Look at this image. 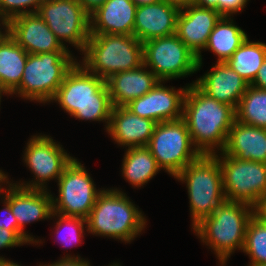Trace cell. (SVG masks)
I'll return each instance as SVG.
<instances>
[{"label": "cell", "instance_id": "19", "mask_svg": "<svg viewBox=\"0 0 266 266\" xmlns=\"http://www.w3.org/2000/svg\"><path fill=\"white\" fill-rule=\"evenodd\" d=\"M209 97L235 110L249 84L226 62H217L211 71L194 82Z\"/></svg>", "mask_w": 266, "mask_h": 266}, {"label": "cell", "instance_id": "11", "mask_svg": "<svg viewBox=\"0 0 266 266\" xmlns=\"http://www.w3.org/2000/svg\"><path fill=\"white\" fill-rule=\"evenodd\" d=\"M143 56L144 65L163 82L198 70L197 55L176 34L144 42Z\"/></svg>", "mask_w": 266, "mask_h": 266}, {"label": "cell", "instance_id": "40", "mask_svg": "<svg viewBox=\"0 0 266 266\" xmlns=\"http://www.w3.org/2000/svg\"><path fill=\"white\" fill-rule=\"evenodd\" d=\"M165 2H167L170 5H174L176 7H178L179 9L188 7L190 5L194 4V0H163Z\"/></svg>", "mask_w": 266, "mask_h": 266}, {"label": "cell", "instance_id": "45", "mask_svg": "<svg viewBox=\"0 0 266 266\" xmlns=\"http://www.w3.org/2000/svg\"><path fill=\"white\" fill-rule=\"evenodd\" d=\"M2 93L4 94V92L0 89V99H1ZM0 102H1V100H0Z\"/></svg>", "mask_w": 266, "mask_h": 266}, {"label": "cell", "instance_id": "41", "mask_svg": "<svg viewBox=\"0 0 266 266\" xmlns=\"http://www.w3.org/2000/svg\"><path fill=\"white\" fill-rule=\"evenodd\" d=\"M134 4L138 7L141 5H147V4H155L162 0H132Z\"/></svg>", "mask_w": 266, "mask_h": 266}, {"label": "cell", "instance_id": "1", "mask_svg": "<svg viewBox=\"0 0 266 266\" xmlns=\"http://www.w3.org/2000/svg\"><path fill=\"white\" fill-rule=\"evenodd\" d=\"M196 149L213 155L216 148L224 150L229 131L236 120L235 109L204 93L195 83L187 86L183 117Z\"/></svg>", "mask_w": 266, "mask_h": 266}, {"label": "cell", "instance_id": "31", "mask_svg": "<svg viewBox=\"0 0 266 266\" xmlns=\"http://www.w3.org/2000/svg\"><path fill=\"white\" fill-rule=\"evenodd\" d=\"M42 0H0V16L7 22L21 14L36 13ZM34 10H24L22 8L32 6Z\"/></svg>", "mask_w": 266, "mask_h": 266}, {"label": "cell", "instance_id": "24", "mask_svg": "<svg viewBox=\"0 0 266 266\" xmlns=\"http://www.w3.org/2000/svg\"><path fill=\"white\" fill-rule=\"evenodd\" d=\"M28 53L7 32L0 39V89L6 94L20 85Z\"/></svg>", "mask_w": 266, "mask_h": 266}, {"label": "cell", "instance_id": "46", "mask_svg": "<svg viewBox=\"0 0 266 266\" xmlns=\"http://www.w3.org/2000/svg\"><path fill=\"white\" fill-rule=\"evenodd\" d=\"M0 186H1V185H0ZM3 190H4V189L0 187V194H1V192H2Z\"/></svg>", "mask_w": 266, "mask_h": 266}, {"label": "cell", "instance_id": "37", "mask_svg": "<svg viewBox=\"0 0 266 266\" xmlns=\"http://www.w3.org/2000/svg\"><path fill=\"white\" fill-rule=\"evenodd\" d=\"M84 7L85 11L91 15L95 12L106 0H78Z\"/></svg>", "mask_w": 266, "mask_h": 266}, {"label": "cell", "instance_id": "36", "mask_svg": "<svg viewBox=\"0 0 266 266\" xmlns=\"http://www.w3.org/2000/svg\"><path fill=\"white\" fill-rule=\"evenodd\" d=\"M251 85L253 87L266 90V58L264 59L263 64L258 70V73Z\"/></svg>", "mask_w": 266, "mask_h": 266}, {"label": "cell", "instance_id": "28", "mask_svg": "<svg viewBox=\"0 0 266 266\" xmlns=\"http://www.w3.org/2000/svg\"><path fill=\"white\" fill-rule=\"evenodd\" d=\"M235 112L238 122L266 128V90L249 85Z\"/></svg>", "mask_w": 266, "mask_h": 266}, {"label": "cell", "instance_id": "27", "mask_svg": "<svg viewBox=\"0 0 266 266\" xmlns=\"http://www.w3.org/2000/svg\"><path fill=\"white\" fill-rule=\"evenodd\" d=\"M266 58V44L249 42L248 37L226 63L251 85Z\"/></svg>", "mask_w": 266, "mask_h": 266}, {"label": "cell", "instance_id": "44", "mask_svg": "<svg viewBox=\"0 0 266 266\" xmlns=\"http://www.w3.org/2000/svg\"><path fill=\"white\" fill-rule=\"evenodd\" d=\"M7 176L5 175V173H3L1 170H0V183H3V182H6L7 184L9 183L7 181Z\"/></svg>", "mask_w": 266, "mask_h": 266}, {"label": "cell", "instance_id": "16", "mask_svg": "<svg viewBox=\"0 0 266 266\" xmlns=\"http://www.w3.org/2000/svg\"><path fill=\"white\" fill-rule=\"evenodd\" d=\"M220 18L215 9L201 8L194 4L179 11L176 35L197 55L198 70L202 66L200 50L206 47L209 36Z\"/></svg>", "mask_w": 266, "mask_h": 266}, {"label": "cell", "instance_id": "9", "mask_svg": "<svg viewBox=\"0 0 266 266\" xmlns=\"http://www.w3.org/2000/svg\"><path fill=\"white\" fill-rule=\"evenodd\" d=\"M220 163L226 200L255 208L266 192V163L213 154Z\"/></svg>", "mask_w": 266, "mask_h": 266}, {"label": "cell", "instance_id": "34", "mask_svg": "<svg viewBox=\"0 0 266 266\" xmlns=\"http://www.w3.org/2000/svg\"><path fill=\"white\" fill-rule=\"evenodd\" d=\"M23 243L26 244L14 230H6L0 227V248L19 246ZM0 260H5V258L0 257Z\"/></svg>", "mask_w": 266, "mask_h": 266}, {"label": "cell", "instance_id": "29", "mask_svg": "<svg viewBox=\"0 0 266 266\" xmlns=\"http://www.w3.org/2000/svg\"><path fill=\"white\" fill-rule=\"evenodd\" d=\"M243 252L251 259L249 266L266 264V223L255 214L246 228Z\"/></svg>", "mask_w": 266, "mask_h": 266}, {"label": "cell", "instance_id": "22", "mask_svg": "<svg viewBox=\"0 0 266 266\" xmlns=\"http://www.w3.org/2000/svg\"><path fill=\"white\" fill-rule=\"evenodd\" d=\"M145 65L137 69L118 72L105 80L113 107L126 106L129 102L149 92L160 80Z\"/></svg>", "mask_w": 266, "mask_h": 266}, {"label": "cell", "instance_id": "23", "mask_svg": "<svg viewBox=\"0 0 266 266\" xmlns=\"http://www.w3.org/2000/svg\"><path fill=\"white\" fill-rule=\"evenodd\" d=\"M223 152L239 160L266 163V128L235 120Z\"/></svg>", "mask_w": 266, "mask_h": 266}, {"label": "cell", "instance_id": "25", "mask_svg": "<svg viewBox=\"0 0 266 266\" xmlns=\"http://www.w3.org/2000/svg\"><path fill=\"white\" fill-rule=\"evenodd\" d=\"M247 37L241 28L233 24L232 19L221 17L215 24L204 49L212 50L218 56L217 62H226Z\"/></svg>", "mask_w": 266, "mask_h": 266}, {"label": "cell", "instance_id": "3", "mask_svg": "<svg viewBox=\"0 0 266 266\" xmlns=\"http://www.w3.org/2000/svg\"><path fill=\"white\" fill-rule=\"evenodd\" d=\"M254 214L255 208L248 204L225 200L193 229L225 266L234 250H243L246 228Z\"/></svg>", "mask_w": 266, "mask_h": 266}, {"label": "cell", "instance_id": "6", "mask_svg": "<svg viewBox=\"0 0 266 266\" xmlns=\"http://www.w3.org/2000/svg\"><path fill=\"white\" fill-rule=\"evenodd\" d=\"M175 178L184 181L187 185L193 227L204 218L211 216L226 200L221 166L214 155L202 154L189 163Z\"/></svg>", "mask_w": 266, "mask_h": 266}, {"label": "cell", "instance_id": "2", "mask_svg": "<svg viewBox=\"0 0 266 266\" xmlns=\"http://www.w3.org/2000/svg\"><path fill=\"white\" fill-rule=\"evenodd\" d=\"M80 65L76 62L68 71L52 101L77 119L104 120L107 130L113 105L106 82Z\"/></svg>", "mask_w": 266, "mask_h": 266}, {"label": "cell", "instance_id": "21", "mask_svg": "<svg viewBox=\"0 0 266 266\" xmlns=\"http://www.w3.org/2000/svg\"><path fill=\"white\" fill-rule=\"evenodd\" d=\"M156 124L155 121L137 116L125 106H120L112 108L107 131L120 145L128 148L147 146Z\"/></svg>", "mask_w": 266, "mask_h": 266}, {"label": "cell", "instance_id": "4", "mask_svg": "<svg viewBox=\"0 0 266 266\" xmlns=\"http://www.w3.org/2000/svg\"><path fill=\"white\" fill-rule=\"evenodd\" d=\"M83 53V66L104 80L144 65L143 43L134 35L90 34Z\"/></svg>", "mask_w": 266, "mask_h": 266}, {"label": "cell", "instance_id": "18", "mask_svg": "<svg viewBox=\"0 0 266 266\" xmlns=\"http://www.w3.org/2000/svg\"><path fill=\"white\" fill-rule=\"evenodd\" d=\"M180 9L165 1L137 7L133 35L142 43L176 34Z\"/></svg>", "mask_w": 266, "mask_h": 266}, {"label": "cell", "instance_id": "42", "mask_svg": "<svg viewBox=\"0 0 266 266\" xmlns=\"http://www.w3.org/2000/svg\"><path fill=\"white\" fill-rule=\"evenodd\" d=\"M0 266H21V265L5 259V260H0Z\"/></svg>", "mask_w": 266, "mask_h": 266}, {"label": "cell", "instance_id": "33", "mask_svg": "<svg viewBox=\"0 0 266 266\" xmlns=\"http://www.w3.org/2000/svg\"><path fill=\"white\" fill-rule=\"evenodd\" d=\"M248 0H218V13L221 17H231L233 13L241 11Z\"/></svg>", "mask_w": 266, "mask_h": 266}, {"label": "cell", "instance_id": "35", "mask_svg": "<svg viewBox=\"0 0 266 266\" xmlns=\"http://www.w3.org/2000/svg\"><path fill=\"white\" fill-rule=\"evenodd\" d=\"M39 266H90V263L88 261H84L83 259H80L79 256L72 257V256H65L60 261L55 262L54 264L49 265H39Z\"/></svg>", "mask_w": 266, "mask_h": 266}, {"label": "cell", "instance_id": "14", "mask_svg": "<svg viewBox=\"0 0 266 266\" xmlns=\"http://www.w3.org/2000/svg\"><path fill=\"white\" fill-rule=\"evenodd\" d=\"M159 81L145 95L132 100L125 107L137 116L156 123L175 121L183 117L186 88L176 90L164 87Z\"/></svg>", "mask_w": 266, "mask_h": 266}, {"label": "cell", "instance_id": "7", "mask_svg": "<svg viewBox=\"0 0 266 266\" xmlns=\"http://www.w3.org/2000/svg\"><path fill=\"white\" fill-rule=\"evenodd\" d=\"M70 51L28 54L20 85L12 92L22 98L50 102L75 65Z\"/></svg>", "mask_w": 266, "mask_h": 266}, {"label": "cell", "instance_id": "5", "mask_svg": "<svg viewBox=\"0 0 266 266\" xmlns=\"http://www.w3.org/2000/svg\"><path fill=\"white\" fill-rule=\"evenodd\" d=\"M125 193L115 189L102 190L93 206L85 228L92 234L130 242L144 229L146 221L141 211Z\"/></svg>", "mask_w": 266, "mask_h": 266}, {"label": "cell", "instance_id": "13", "mask_svg": "<svg viewBox=\"0 0 266 266\" xmlns=\"http://www.w3.org/2000/svg\"><path fill=\"white\" fill-rule=\"evenodd\" d=\"M30 139L25 149L24 162L35 174L37 180L33 181L34 183L24 185L22 183L18 186L44 190L46 181L54 178L58 180L74 158L48 136L39 135Z\"/></svg>", "mask_w": 266, "mask_h": 266}, {"label": "cell", "instance_id": "15", "mask_svg": "<svg viewBox=\"0 0 266 266\" xmlns=\"http://www.w3.org/2000/svg\"><path fill=\"white\" fill-rule=\"evenodd\" d=\"M7 32L28 54L69 51L37 14H21L7 22Z\"/></svg>", "mask_w": 266, "mask_h": 266}, {"label": "cell", "instance_id": "26", "mask_svg": "<svg viewBox=\"0 0 266 266\" xmlns=\"http://www.w3.org/2000/svg\"><path fill=\"white\" fill-rule=\"evenodd\" d=\"M122 166L123 176L136 187H141L160 171L147 146L128 148Z\"/></svg>", "mask_w": 266, "mask_h": 266}, {"label": "cell", "instance_id": "17", "mask_svg": "<svg viewBox=\"0 0 266 266\" xmlns=\"http://www.w3.org/2000/svg\"><path fill=\"white\" fill-rule=\"evenodd\" d=\"M5 191V198L17 219L18 229L32 242L39 243L30 235L24 232L25 224L41 219L51 218L53 213L52 195L46 189H27L11 184Z\"/></svg>", "mask_w": 266, "mask_h": 266}, {"label": "cell", "instance_id": "30", "mask_svg": "<svg viewBox=\"0 0 266 266\" xmlns=\"http://www.w3.org/2000/svg\"><path fill=\"white\" fill-rule=\"evenodd\" d=\"M53 216H58L59 220L56 226V234H60V229H62V227H67L66 228V232L67 233L66 237L65 236H58L59 240L62 241L63 247H66V245H71V243H75V242H79L81 241L80 238L82 239V235H83V230H84V223H87V220L81 217H72V216H64L58 213H52V217ZM63 227V228H64ZM65 229V228H64ZM60 231V232H59ZM65 231V230H63ZM64 233V232H63ZM68 247V246H67Z\"/></svg>", "mask_w": 266, "mask_h": 266}, {"label": "cell", "instance_id": "10", "mask_svg": "<svg viewBox=\"0 0 266 266\" xmlns=\"http://www.w3.org/2000/svg\"><path fill=\"white\" fill-rule=\"evenodd\" d=\"M64 46L84 51L90 37V15L78 0H42L36 12Z\"/></svg>", "mask_w": 266, "mask_h": 266}, {"label": "cell", "instance_id": "20", "mask_svg": "<svg viewBox=\"0 0 266 266\" xmlns=\"http://www.w3.org/2000/svg\"><path fill=\"white\" fill-rule=\"evenodd\" d=\"M136 10L132 0H106L90 15V34L133 35Z\"/></svg>", "mask_w": 266, "mask_h": 266}, {"label": "cell", "instance_id": "32", "mask_svg": "<svg viewBox=\"0 0 266 266\" xmlns=\"http://www.w3.org/2000/svg\"><path fill=\"white\" fill-rule=\"evenodd\" d=\"M5 208L3 209L5 213V217L0 219V227L5 228L6 230H14L26 243H32L19 229H18V222L12 210L10 208L9 202L4 199ZM3 219V220H2Z\"/></svg>", "mask_w": 266, "mask_h": 266}, {"label": "cell", "instance_id": "43", "mask_svg": "<svg viewBox=\"0 0 266 266\" xmlns=\"http://www.w3.org/2000/svg\"><path fill=\"white\" fill-rule=\"evenodd\" d=\"M0 20L2 21V25L5 26V29H6L4 34L1 33V31H0V39H1L7 33V21L1 16H0Z\"/></svg>", "mask_w": 266, "mask_h": 266}, {"label": "cell", "instance_id": "39", "mask_svg": "<svg viewBox=\"0 0 266 266\" xmlns=\"http://www.w3.org/2000/svg\"><path fill=\"white\" fill-rule=\"evenodd\" d=\"M194 5L201 8L215 9L218 12V0H194Z\"/></svg>", "mask_w": 266, "mask_h": 266}, {"label": "cell", "instance_id": "38", "mask_svg": "<svg viewBox=\"0 0 266 266\" xmlns=\"http://www.w3.org/2000/svg\"><path fill=\"white\" fill-rule=\"evenodd\" d=\"M255 215L266 223V192L263 194L258 205L255 207Z\"/></svg>", "mask_w": 266, "mask_h": 266}, {"label": "cell", "instance_id": "8", "mask_svg": "<svg viewBox=\"0 0 266 266\" xmlns=\"http://www.w3.org/2000/svg\"><path fill=\"white\" fill-rule=\"evenodd\" d=\"M194 146L183 119L156 124L147 147L160 169L176 177L202 154Z\"/></svg>", "mask_w": 266, "mask_h": 266}, {"label": "cell", "instance_id": "12", "mask_svg": "<svg viewBox=\"0 0 266 266\" xmlns=\"http://www.w3.org/2000/svg\"><path fill=\"white\" fill-rule=\"evenodd\" d=\"M58 186L59 198L52 197L53 212L84 219L89 216L102 191L96 190L90 175L75 158L58 178Z\"/></svg>", "mask_w": 266, "mask_h": 266}]
</instances>
